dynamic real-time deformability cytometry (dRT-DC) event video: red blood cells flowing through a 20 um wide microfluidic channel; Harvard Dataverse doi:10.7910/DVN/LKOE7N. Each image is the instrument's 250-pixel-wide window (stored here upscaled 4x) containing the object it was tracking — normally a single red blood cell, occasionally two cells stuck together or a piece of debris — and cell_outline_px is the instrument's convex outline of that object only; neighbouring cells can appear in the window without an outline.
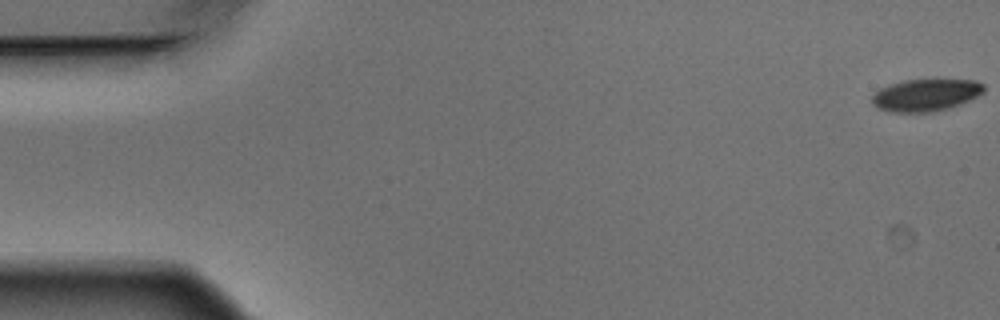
{"species": "Egyptian fruit bat (a non-hibernating species)", "species_latin": "Rousettus aegyptiacus", "temperature_condition": "warm", "stored_images_in_passage": 7, "camera_frame_rate_fps": 3000, "um_per_image_px": 0.085, "animal": {"sex": "male"}, "frame": {"image": 1, "passage_image": 1, "time_ms": 0.0, "image_size_px": [1000, 320], "cell_outline_px": [[984, 92], [960, 104], [936, 112], [888, 112], [876, 108], [872, 104], [872, 96], [880, 88], [904, 80], [936, 76], [976, 80], [984, 84]], "centroid_in_image_um": [78.72, 8.02], "position_along_channel_um": 6.3, "area_um2": 21.96}}
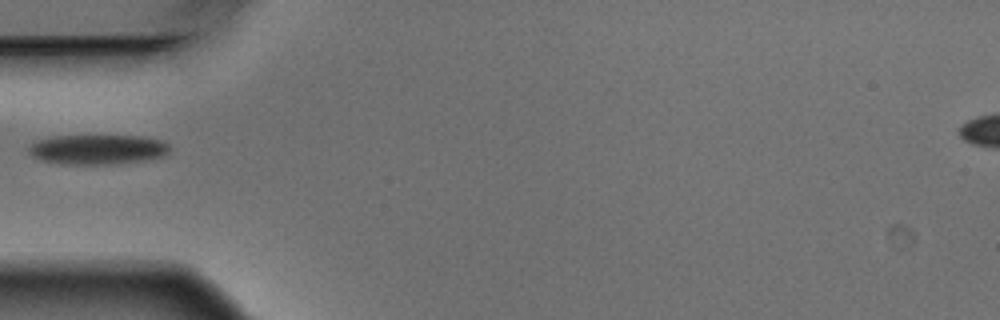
{"frame": {"image": 2, "passage_image": 6, "time_ms": 1.667, "image_size_px": [1000, 320], "cell_outline_px": [[168, 152], [164, 156], [140, 160], [108, 164], [60, 164], [44, 160], [32, 156], [28, 152], [28, 148], [36, 140], [56, 136], [140, 136], [160, 140], [168, 144]], "centroid_in_image_um": [8.25, 12.7], "position_along_channel_um": 76.7, "area_um2": 24.1}}
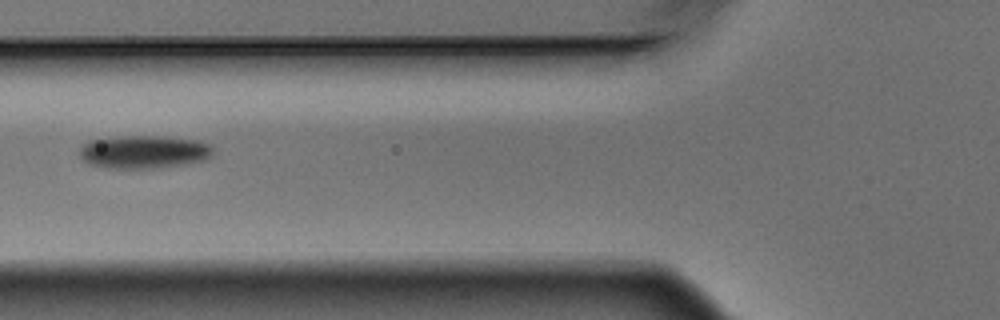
{"frame": {"image": 3, "passage_image": 7, "time_ms": 2.0, "image_size_px": [1000, 320], "cell_outline_px": [[212, 156], [204, 160], [180, 164], [152, 168], [108, 168], [88, 164], [80, 156], [80, 148], [88, 140], [120, 136], [160, 136], [200, 140], [212, 144]], "centroid_in_image_um": [12.23, 12.89], "position_along_channel_um": 113.6, "area_um2": 25.72}}